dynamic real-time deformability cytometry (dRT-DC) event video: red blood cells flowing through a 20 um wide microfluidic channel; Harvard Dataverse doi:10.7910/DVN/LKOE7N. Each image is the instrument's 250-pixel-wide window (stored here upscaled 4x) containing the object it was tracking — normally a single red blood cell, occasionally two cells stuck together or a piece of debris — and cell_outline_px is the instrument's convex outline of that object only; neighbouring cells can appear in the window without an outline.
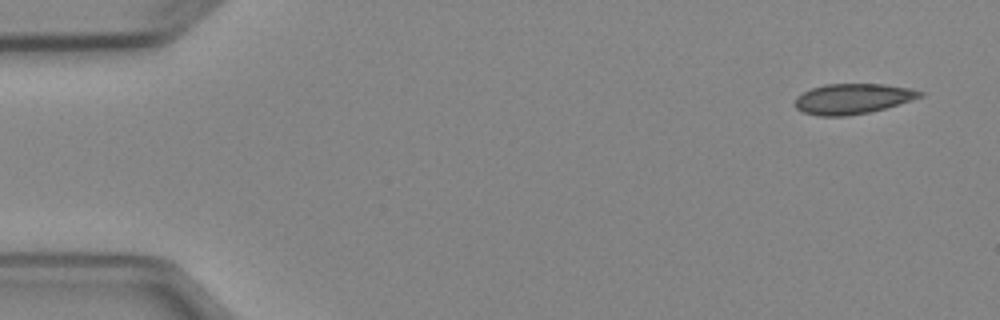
{"species": "Egyptian fruit bat (a non-hibernating species)", "species_latin": "Rousettus aegyptiacus", "temperature_condition": "cold", "stored_images_in_passage": 5, "camera_frame_rate_fps": 3000, "um_per_image_px": 0.085, "animal": {"sex": "female"}, "frame": {"image": 1, "passage_image": 1, "time_ms": 0.0, "image_size_px": [1000, 320], "cell_outline_px": [[924, 96], [912, 100], [884, 108], [868, 112], [848, 116], [820, 116], [804, 112], [796, 108], [796, 96], [812, 88], [824, 84], [884, 84], [912, 88], [924, 92]], "centroid_in_image_um": [72.51, 8.39], "position_along_channel_um": 12.5, "area_um2": 22.02}}
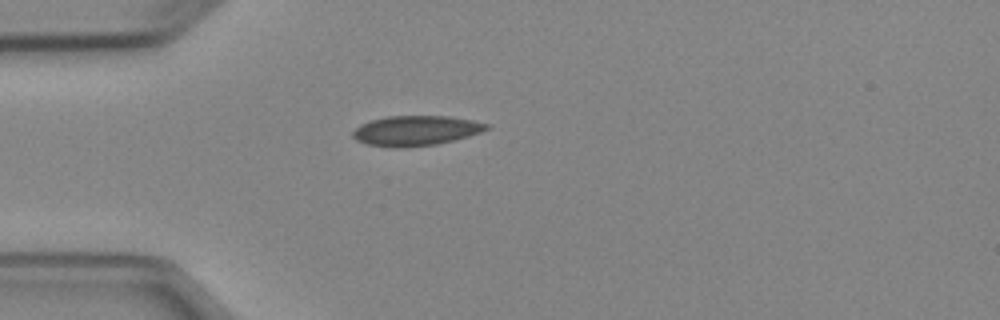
{"frame": {"image": 2, "passage_image": 4, "time_ms": 3.667, "image_size_px": [1000, 320], "cell_outline_px": [[488, 128], [480, 132], [468, 136], [436, 144], [404, 148], [392, 148], [364, 144], [356, 140], [352, 136], [352, 132], [360, 124], [372, 120], [388, 116], [448, 116], [472, 120], [488, 124]], "centroid_in_image_um": [35.28, 11.11], "position_along_channel_um": 49.7, "area_um2": 23.35}}